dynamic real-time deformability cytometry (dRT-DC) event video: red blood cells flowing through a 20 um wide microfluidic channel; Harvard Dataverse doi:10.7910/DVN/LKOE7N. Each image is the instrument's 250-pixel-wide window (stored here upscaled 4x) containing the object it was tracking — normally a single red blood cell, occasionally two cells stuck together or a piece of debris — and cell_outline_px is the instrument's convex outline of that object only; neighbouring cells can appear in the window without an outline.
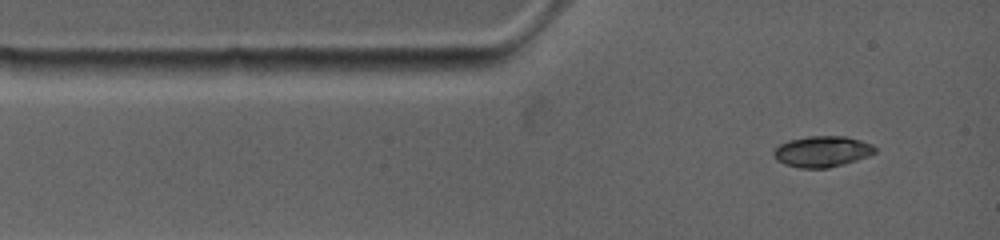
{"species": "common noctule bat (a hibernating species)", "species_latin": "Nyctalus noctula", "temperature_condition": "warm", "stored_images_in_passage": 30, "camera_frame_rate_fps": 4500, "um_per_image_px": 0.085, "animal": {"sex": "female", "body_mass_g": 19.0, "forearm_length_mm": 53.3}, "frame": {"image": 1, "passage_image": 1, "time_ms": 0.0, "image_size_px": [1000, 240], "cell_outline_px": [[876, 152], [868, 156], [844, 164], [828, 168], [800, 168], [784, 164], [776, 160], [772, 156], [772, 152], [780, 144], [788, 140], [808, 136], [844, 136], [860, 140], [872, 144], [876, 148]], "centroid_in_image_um": [69.86, 12.88], "position_along_channel_um": 15.1, "area_um2": 18.38}}
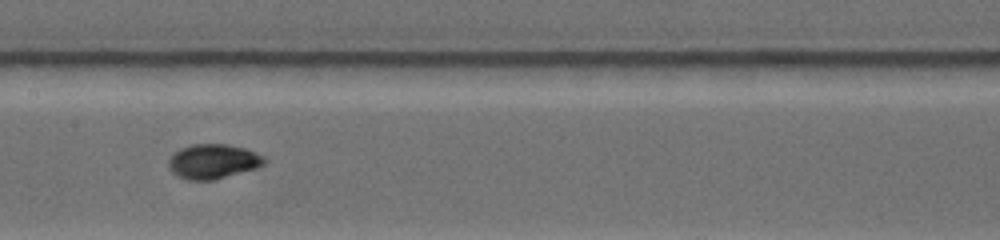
{"frame": {"image": 2, "passage_image": 13, "time_ms": 5.111, "image_size_px": [1000, 240], "cell_outline_px": [[268, 160], [264, 164], [256, 168], [212, 180], [188, 180], [176, 176], [172, 172], [168, 164], [168, 160], [180, 148], [192, 144], [228, 144], [244, 148], [256, 152], [264, 156]], "centroid_in_image_um": [18.12, 13.71], "position_along_channel_um": 189.3, "area_um2": 19.31}}
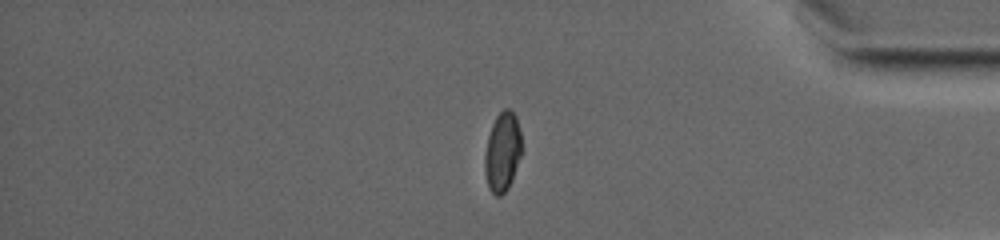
{"frame": {"image": 3, "passage_image": 25, "time_ms": 11.111, "image_size_px": [1000, 240], "cell_outline_px": [[524, 152], [512, 180], [508, 188], [500, 196], [496, 196], [488, 188], [484, 172], [484, 156], [488, 136], [492, 124], [496, 116], [504, 108], [508, 108], [516, 116], [524, 148]], "centroid_in_image_um": [42.74, 12.92], "position_along_channel_um": 392.5, "area_um2": 17.63}, "authors_computed_cell_mechanics": {"area_um2": 18.0336, "velocity_mm_per_s": 3.8424, "shape_relaxation_time_tau1_ms": 5.0224, "shape_relaxation_time_tau2_ms": null, "deformation_change_tau1": 0.1928, "deformation_change_tau2": null}}